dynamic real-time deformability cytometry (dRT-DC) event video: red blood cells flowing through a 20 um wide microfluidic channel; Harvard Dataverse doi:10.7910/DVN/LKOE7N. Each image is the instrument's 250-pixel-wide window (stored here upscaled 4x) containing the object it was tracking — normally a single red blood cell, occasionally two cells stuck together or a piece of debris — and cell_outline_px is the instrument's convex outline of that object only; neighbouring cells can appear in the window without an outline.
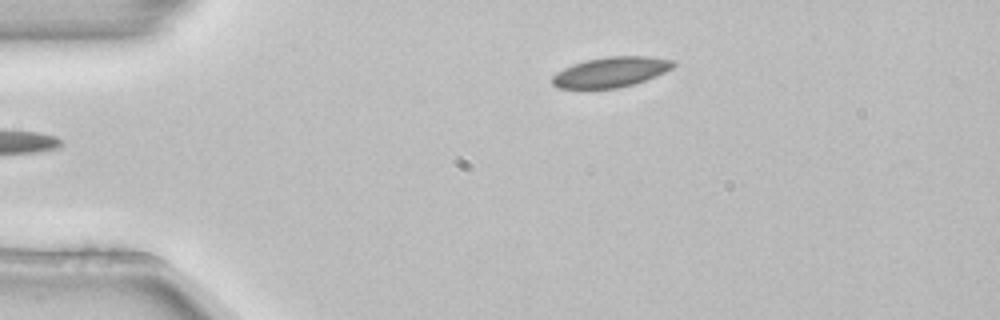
{"species": "common noctule bat (a hibernating species)", "species_latin": "Nyctalus noctula", "temperature_condition": "room temperature", "stored_images_in_passage": 3, "camera_frame_rate_fps": 3000, "um_per_image_px": 0.085, "animal": {"sex": "female", "body_mass_g": 22.7, "forearm_length_mm": 54.2}, "frame": {"image": 1, "passage_image": 3, "time_ms": 0.667, "image_size_px": [1000, 320], "cell_outline_px": [[676, 64], [672, 68], [656, 76], [632, 84], [616, 88], [556, 88], [552, 84], [552, 76], [556, 72], [572, 64], [584, 60], [608, 56], [648, 56], [676, 60]], "centroid_in_image_um": [51.92, 6.11], "position_along_channel_um": 33.1, "area_um2": 21.33}}